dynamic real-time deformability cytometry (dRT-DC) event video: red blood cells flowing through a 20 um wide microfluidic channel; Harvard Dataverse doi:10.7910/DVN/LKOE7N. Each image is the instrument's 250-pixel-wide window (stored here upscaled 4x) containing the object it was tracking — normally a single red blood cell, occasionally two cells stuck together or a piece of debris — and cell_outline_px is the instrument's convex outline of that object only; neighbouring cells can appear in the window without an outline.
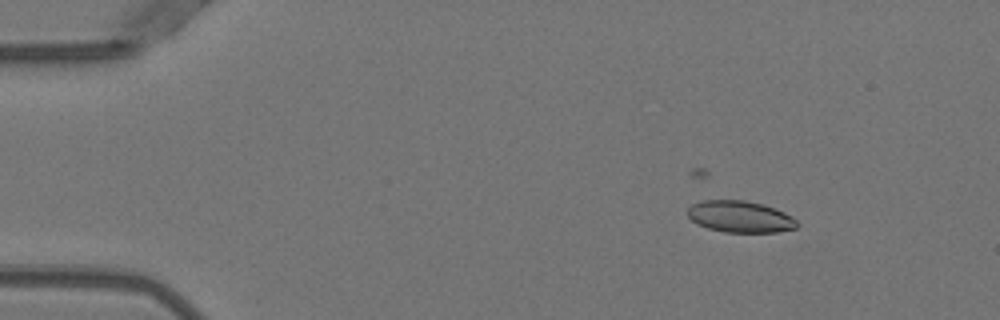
{"species": "Egyptian fruit bat (a non-hibernating species)", "species_latin": "Rousettus aegyptiacus", "temperature_condition": "warm", "stored_images_in_passage": 41, "camera_frame_rate_fps": 3000, "um_per_image_px": 0.085, "animal": {"sex": "female"}, "frame": {"image": 1, "passage_image": 6, "time_ms": 1.667, "image_size_px": [1000, 320], "cell_outline_px": [[800, 224], [796, 228], [776, 232], [724, 232], [708, 228], [696, 224], [688, 216], [688, 208], [692, 204], [704, 200], [744, 200], [764, 204], [776, 208], [792, 216]], "centroid_in_image_um": [62.93, 18.41], "position_along_channel_um": 22.1, "area_um2": 20.29}}
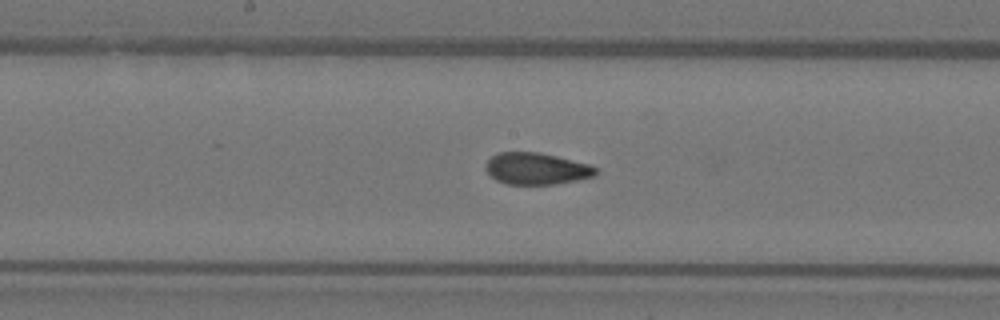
{"frame": {"image": 2, "passage_image": 26, "time_ms": 8.333, "image_size_px": [1000, 320], "cell_outline_px": [[600, 172], [596, 176], [556, 184], [508, 184], [496, 180], [484, 168], [484, 164], [496, 152], [540, 152], [588, 164], [600, 168]], "centroid_in_image_um": [45.62, 14.33], "position_along_channel_um": 202.6, "area_um2": 20.52}}
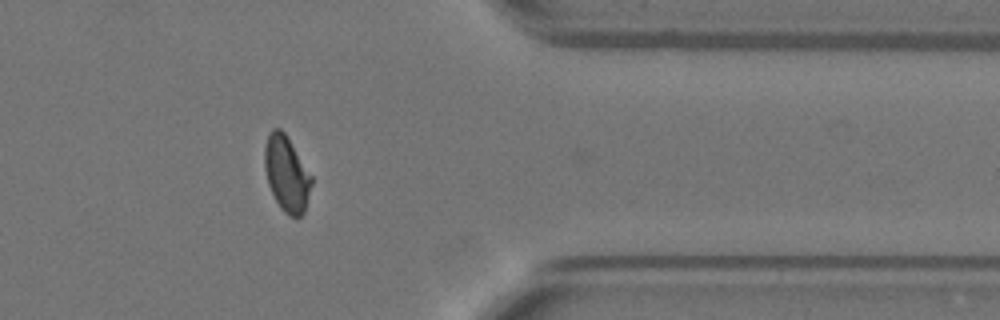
{"frame": {"image": 3, "passage_image": 41, "time_ms": 13.333, "image_size_px": [1000, 320], "cell_outline_px": [[312, 184], [304, 212], [300, 216], [292, 216], [284, 212], [280, 208], [268, 184], [264, 168], [264, 148], [268, 136], [272, 128], [280, 128], [284, 132], [312, 176]], "centroid_in_image_um": [24.35, 14.77], "position_along_channel_um": 387.1, "area_um2": 20.4}, "authors_computed_cell_mechanics": {"area_um2": 21.1548, "velocity_mm_per_s": 3.9983, "shape_relaxation_time_tau1_ms": null, "shape_relaxation_time_tau2_ms": 0.9438, "deformation_change_tau1": null, "deformation_change_tau2": 0.0602}}